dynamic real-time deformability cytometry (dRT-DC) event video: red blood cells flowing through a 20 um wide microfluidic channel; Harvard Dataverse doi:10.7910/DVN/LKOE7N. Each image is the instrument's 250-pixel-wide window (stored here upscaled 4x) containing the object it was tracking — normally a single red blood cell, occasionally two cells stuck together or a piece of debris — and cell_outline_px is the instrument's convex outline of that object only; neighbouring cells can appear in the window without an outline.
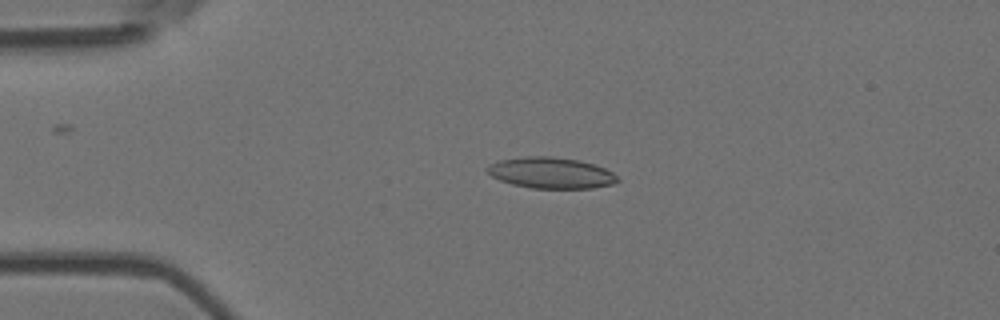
{"species": "Egyptian fruit bat (a non-hibernating species)", "species_latin": "Rousettus aegyptiacus", "temperature_condition": "room temperature", "stored_images_in_passage": 5, "camera_frame_rate_fps": 3000, "um_per_image_px": 0.085, "animal": {"sex": "female"}, "frame": {"image": 1, "passage_image": 4, "time_ms": 1.0, "image_size_px": [1000, 320], "cell_outline_px": [[620, 180], [612, 184], [592, 188], [532, 188], [512, 184], [500, 180], [492, 176], [488, 172], [488, 168], [492, 164], [500, 160], [524, 156], [548, 156], [580, 160], [604, 168], [612, 172]], "centroid_in_image_um": [46.85, 14.69], "position_along_channel_um": 38.1, "area_um2": 23.29}}